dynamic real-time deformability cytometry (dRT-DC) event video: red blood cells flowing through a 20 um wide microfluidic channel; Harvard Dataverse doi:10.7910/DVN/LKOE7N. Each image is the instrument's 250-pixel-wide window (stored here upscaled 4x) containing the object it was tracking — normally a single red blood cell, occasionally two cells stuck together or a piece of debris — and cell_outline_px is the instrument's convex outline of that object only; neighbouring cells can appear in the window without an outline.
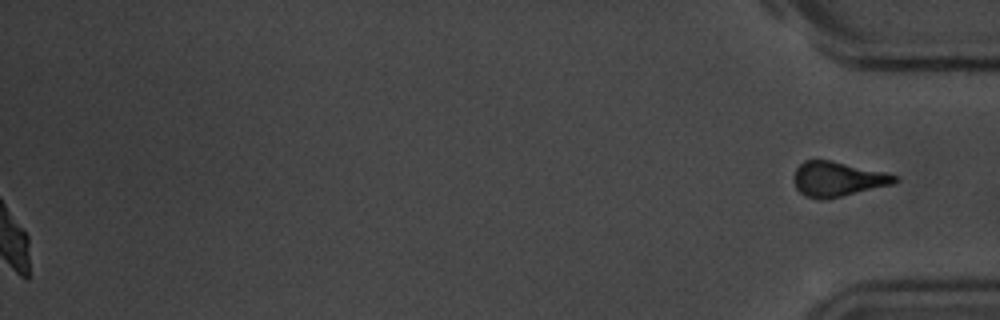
{"species": "common noctule bat (a hibernating species)", "species_latin": "Nyctalus noctula", "temperature_condition": "room temperature", "stored_images_in_passage": 57, "segment_of_instrument_passage": [2, 2], "camera_frame_rate_fps": 3000, "um_per_image_px": 0.085, "animal": {"sex": "male", "body_mass_g": 20.1, "forearm_length_mm": 53.5}, "frame": {"image": 1, "passage_image": 57, "time_ms": 18.667, "image_size_px": [1000, 320], "cell_outline_px": [[900, 180], [892, 184], [824, 200], [820, 200], [804, 196], [796, 188], [796, 168], [804, 160], [832, 160], [884, 172], [900, 176]], "centroid_in_image_um": [71.22, 15.22], "position_along_channel_um": 364.0, "area_um2": 20.29}}